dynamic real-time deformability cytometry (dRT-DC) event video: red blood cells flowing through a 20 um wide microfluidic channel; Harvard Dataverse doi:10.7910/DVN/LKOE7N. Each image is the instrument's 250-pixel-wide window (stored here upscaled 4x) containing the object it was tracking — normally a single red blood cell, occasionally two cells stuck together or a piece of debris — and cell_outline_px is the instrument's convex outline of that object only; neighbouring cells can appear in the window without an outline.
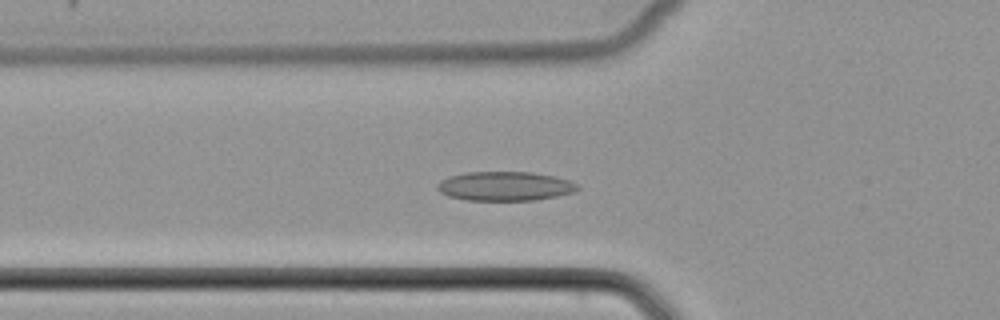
{"species": "common noctule bat (a hibernating species)", "species_latin": "Nyctalus noctula", "temperature_condition": "cold", "stored_images_in_passage": 39, "camera_frame_rate_fps": 3000, "um_per_image_px": 0.085, "animal": {"sex": "female", "body_mass_g": 22.7, "forearm_length_mm": 54.2}, "frame": {"image": 1, "passage_image": 9, "time_ms": 2.667, "image_size_px": [1000, 320], "cell_outline_px": [[580, 188], [572, 192], [556, 196], [536, 200], [468, 200], [448, 196], [440, 192], [436, 188], [436, 184], [440, 180], [448, 176], [464, 172], [532, 172], [556, 176], [568, 180], [576, 184]], "centroid_in_image_um": [42.88, 15.81], "position_along_channel_um": 82.9, "area_um2": 23.93}}
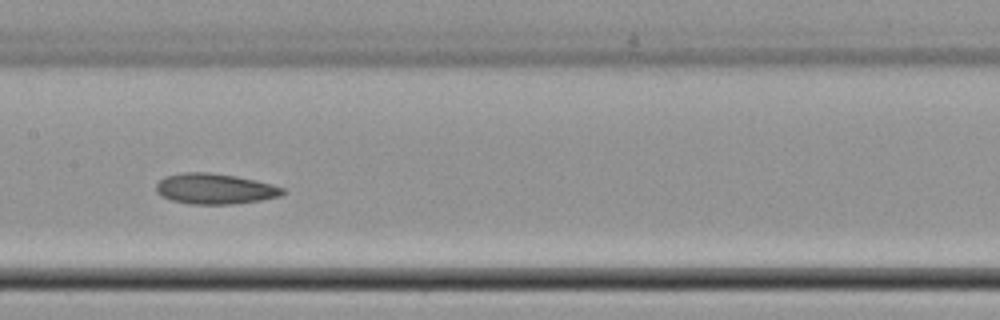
{"frame": {"image": 2, "passage_image": 17, "time_ms": 5.333, "image_size_px": [1000, 320], "cell_outline_px": [[284, 192], [280, 196], [260, 200], [232, 204], [188, 204], [172, 200], [160, 196], [156, 192], [156, 184], [164, 176], [180, 172], [212, 172], [236, 176], [256, 180], [272, 184], [284, 188]], "centroid_in_image_um": [18.22, 16.04], "position_along_channel_um": 189.2, "area_um2": 22.72}}
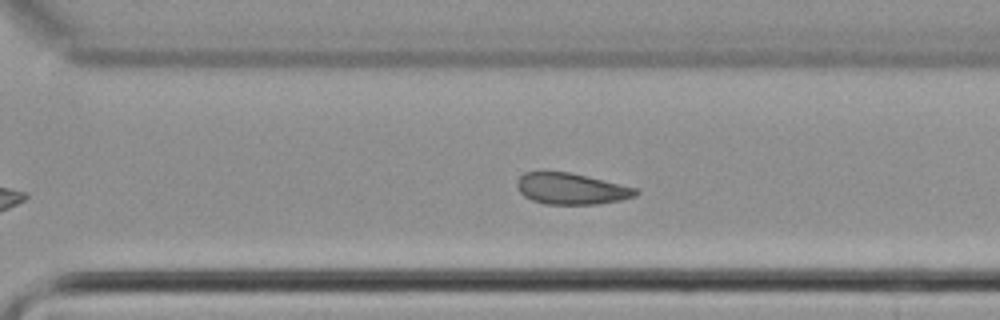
{"frame": {"image": 3, "passage_image": 27, "time_ms": 8.667, "image_size_px": [1000, 320], "cell_outline_px": [[640, 192], [636, 196], [620, 200], [600, 204], [544, 204], [532, 200], [524, 196], [520, 192], [516, 184], [516, 180], [524, 172], [544, 168], [568, 172], [636, 188]], "centroid_in_image_um": [48.47, 16.01], "position_along_channel_um": 322.1, "area_um2": 22.08}}